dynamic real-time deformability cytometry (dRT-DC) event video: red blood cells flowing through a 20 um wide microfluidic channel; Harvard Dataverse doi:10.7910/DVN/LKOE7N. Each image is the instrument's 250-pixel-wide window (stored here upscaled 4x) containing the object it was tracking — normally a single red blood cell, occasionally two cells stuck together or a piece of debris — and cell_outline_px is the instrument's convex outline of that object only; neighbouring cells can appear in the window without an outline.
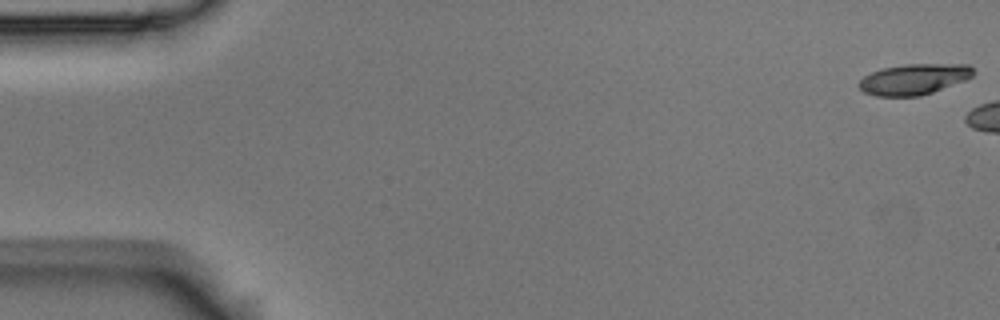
{"species": "Egyptian fruit bat (a non-hibernating species)", "species_latin": "Rousettus aegyptiacus", "temperature_condition": "room temperature", "stored_images_in_passage": 3, "camera_frame_rate_fps": 3000, "um_per_image_px": 0.085, "animal": {"sex": "male"}, "frame": {"image": 1, "passage_image": 1, "time_ms": 0.0, "image_size_px": [1000, 320], "cell_outline_px": [[972, 76], [964, 80], [932, 92], [920, 96], [876, 96], [864, 92], [856, 84], [864, 76], [872, 72], [884, 68], [904, 64], [968, 64], [972, 68]], "centroid_in_image_um": [77.64, 6.73], "position_along_channel_um": 7.4, "area_um2": 20.29}}